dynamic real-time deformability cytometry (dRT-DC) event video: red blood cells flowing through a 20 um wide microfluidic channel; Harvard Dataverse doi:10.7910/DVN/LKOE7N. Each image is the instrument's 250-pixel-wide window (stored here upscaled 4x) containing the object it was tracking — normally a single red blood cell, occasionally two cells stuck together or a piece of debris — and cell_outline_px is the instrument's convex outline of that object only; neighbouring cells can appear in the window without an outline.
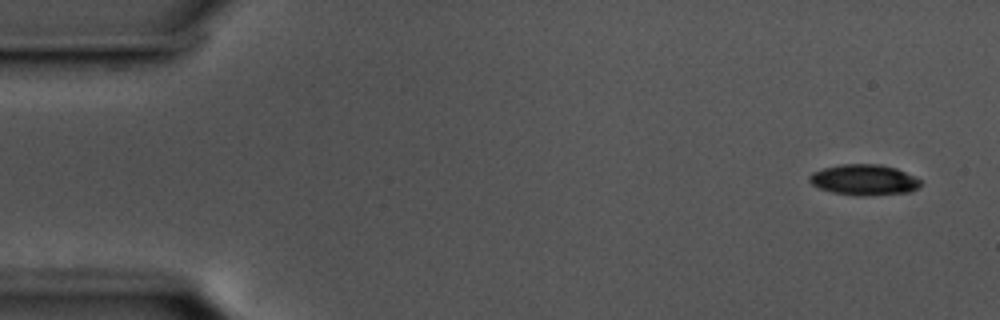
{"species": "common noctule bat (a hibernating species)", "species_latin": "Nyctalus noctula", "temperature_condition": "cold", "stored_images_in_passage": 30, "camera_frame_rate_fps": 3000, "um_per_image_px": 0.085, "animal": {"sex": "male", "body_mass_g": 17.5, "forearm_length_mm": 52.3}, "frame": {"image": 1, "passage_image": 1, "time_ms": 0.0, "image_size_px": [1000, 320], "cell_outline_px": [[920, 184], [916, 188], [908, 192], [864, 196], [860, 196], [832, 192], [820, 188], [812, 184], [808, 180], [808, 176], [812, 172], [824, 168], [840, 164], [880, 164], [896, 168], [920, 180]], "centroid_in_image_um": [73.39, 15.28], "position_along_channel_um": 11.6, "area_um2": 19.71}}
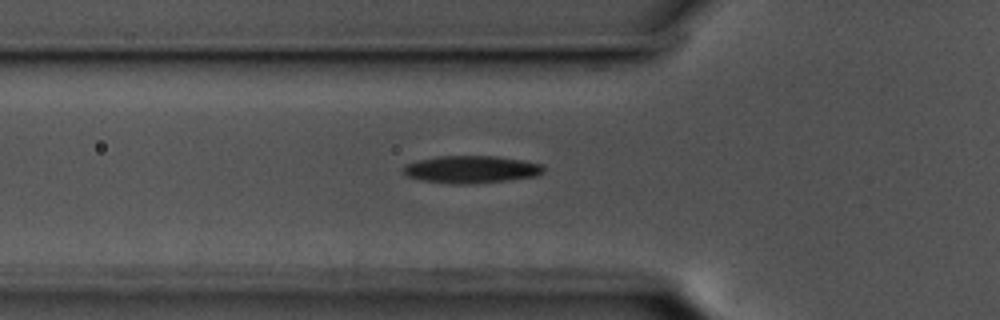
{"frame": {"image": 2, "passage_image": 17, "time_ms": 5.333, "image_size_px": [1000, 320], "cell_outline_px": [[544, 172], [536, 176], [508, 180], [468, 184], [452, 184], [420, 180], [408, 176], [400, 168], [404, 164], [436, 156], [496, 156], [524, 160], [544, 164]], "centroid_in_image_um": [40.06, 14.39], "position_along_channel_um": 85.7, "area_um2": 22.6}}
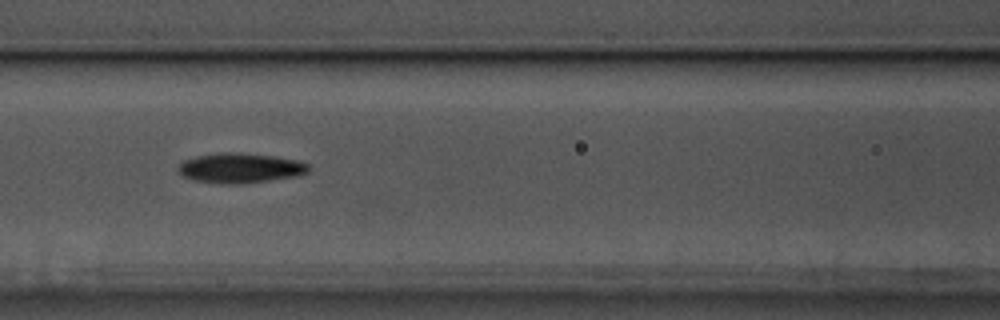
{"frame": {"image": 3, "passage_image": 22, "time_ms": 7.0, "image_size_px": [1000, 320], "cell_outline_px": [[312, 168], [308, 172], [296, 176], [240, 184], [220, 184], [196, 180], [184, 176], [176, 168], [184, 160], [196, 156], [220, 152], [240, 152], [276, 156], [300, 160], [308, 164]], "centroid_in_image_um": [20.46, 14.27], "position_along_channel_um": 146.1, "area_um2": 22.89}}